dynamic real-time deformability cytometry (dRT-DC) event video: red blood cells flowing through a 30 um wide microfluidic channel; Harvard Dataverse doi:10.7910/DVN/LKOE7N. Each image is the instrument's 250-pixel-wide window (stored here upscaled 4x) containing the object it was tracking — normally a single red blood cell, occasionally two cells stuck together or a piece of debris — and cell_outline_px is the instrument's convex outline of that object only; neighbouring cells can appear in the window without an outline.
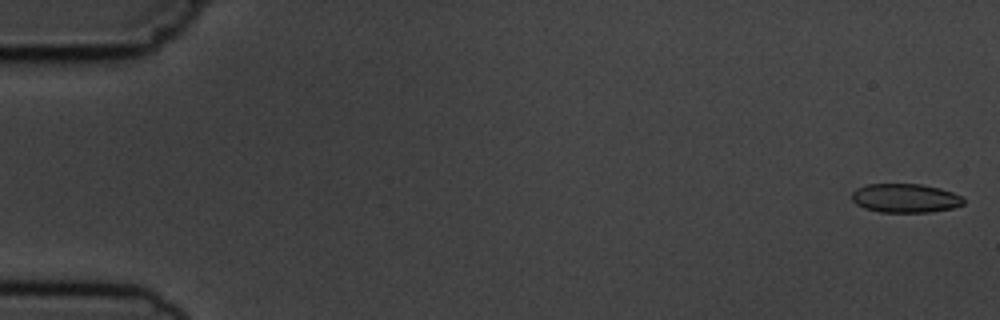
{"species": "common noctule bat (a hibernating species)", "species_latin": "Nyctalus noctula", "temperature_condition": "cold", "stored_images_in_passage": 7, "camera_frame_rate_fps": 3000, "um_per_image_px": 0.085, "animal": {"sex": "male", "body_mass_g": 19.5, "forearm_length_mm": 54.6}, "frame": {"image": 1, "passage_image": 1, "time_ms": 0.0, "image_size_px": [1000, 320], "cell_outline_px": [[964, 204], [952, 208], [932, 212], [880, 212], [864, 208], [856, 204], [852, 200], [852, 192], [856, 188], [868, 184], [920, 184], [940, 188], [952, 192], [960, 196], [964, 200]], "centroid_in_image_um": [76.93, 16.84], "position_along_channel_um": 8.1, "area_um2": 18.84}}
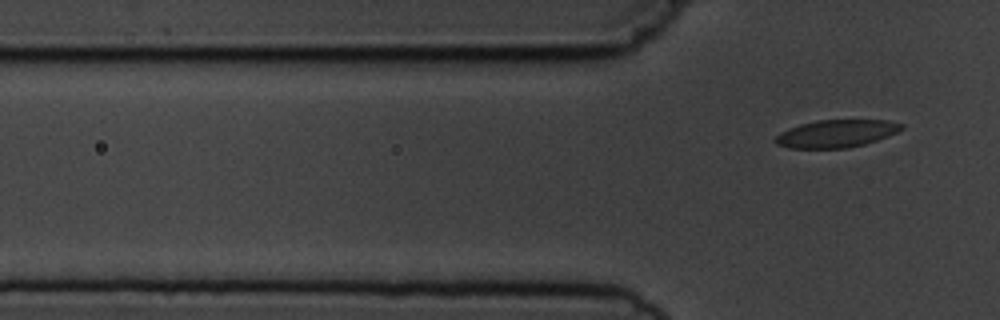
{"frame": {"image": 2, "passage_image": 7, "time_ms": 7.667, "image_size_px": [1000, 320], "cell_outline_px": [[904, 128], [888, 136], [864, 144], [848, 148], [788, 148], [776, 144], [772, 140], [780, 132], [788, 128], [800, 124], [816, 120], [888, 120], [904, 124]], "centroid_in_image_um": [71.06, 11.35], "position_along_channel_um": 54.7, "area_um2": 20.4}}